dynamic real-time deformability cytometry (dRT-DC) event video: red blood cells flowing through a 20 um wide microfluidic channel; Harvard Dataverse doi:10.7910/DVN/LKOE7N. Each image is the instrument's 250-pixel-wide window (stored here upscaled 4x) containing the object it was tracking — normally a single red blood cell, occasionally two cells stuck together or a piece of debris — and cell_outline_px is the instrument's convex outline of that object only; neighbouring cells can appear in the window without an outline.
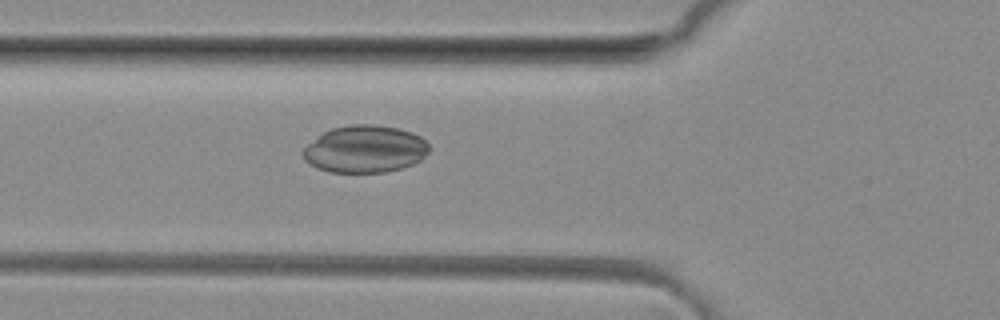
{"species": "common noctule bat (a hibernating species)", "species_latin": "Nyctalus noctula", "temperature_condition": "room temperature", "stored_images_in_passage": 44, "camera_frame_rate_fps": 3000, "um_per_image_px": 0.085, "animal": {"sex": "female", "body_mass_g": 29.2, "forearm_length_mm": 56.3}, "frame": {"image": 1, "passage_image": 12, "time_ms": 3.667, "image_size_px": [1000, 320], "cell_outline_px": [[428, 152], [420, 160], [412, 164], [400, 168], [384, 172], [328, 172], [316, 168], [304, 160], [304, 148], [308, 144], [324, 132], [332, 128], [348, 124], [372, 124], [400, 128], [412, 132], [420, 136], [428, 144]], "centroid_in_image_um": [31.02, 12.66], "position_along_channel_um": 94.8, "area_um2": 34.62}}
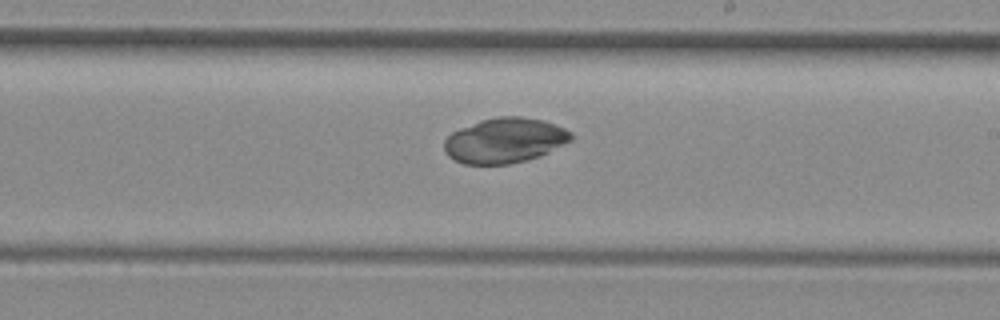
{"frame": {"image": 2, "passage_image": 23, "time_ms": 7.333, "image_size_px": [1000, 320], "cell_outline_px": [[572, 140], [540, 156], [528, 160], [508, 164], [464, 164], [448, 156], [444, 152], [444, 140], [452, 132], [460, 128], [480, 120], [496, 116], [520, 116], [544, 120], [564, 128], [572, 132]], "centroid_in_image_um": [42.89, 11.93], "position_along_channel_um": 246.1, "area_um2": 33.47}}
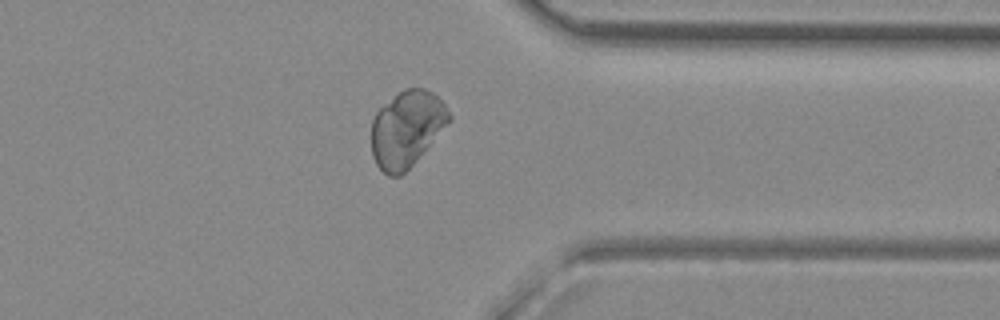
{"frame": {"image": 3, "passage_image": 33, "time_ms": 10.667, "image_size_px": [1000, 320], "cell_outline_px": [[452, 120], [416, 160], [400, 176], [388, 176], [376, 164], [372, 156], [372, 120], [376, 112], [380, 108], [404, 88], [424, 88], [432, 92], [444, 104], [452, 116]], "centroid_in_image_um": [34.57, 10.95], "position_along_channel_um": 376.8, "area_um2": 34.16}}